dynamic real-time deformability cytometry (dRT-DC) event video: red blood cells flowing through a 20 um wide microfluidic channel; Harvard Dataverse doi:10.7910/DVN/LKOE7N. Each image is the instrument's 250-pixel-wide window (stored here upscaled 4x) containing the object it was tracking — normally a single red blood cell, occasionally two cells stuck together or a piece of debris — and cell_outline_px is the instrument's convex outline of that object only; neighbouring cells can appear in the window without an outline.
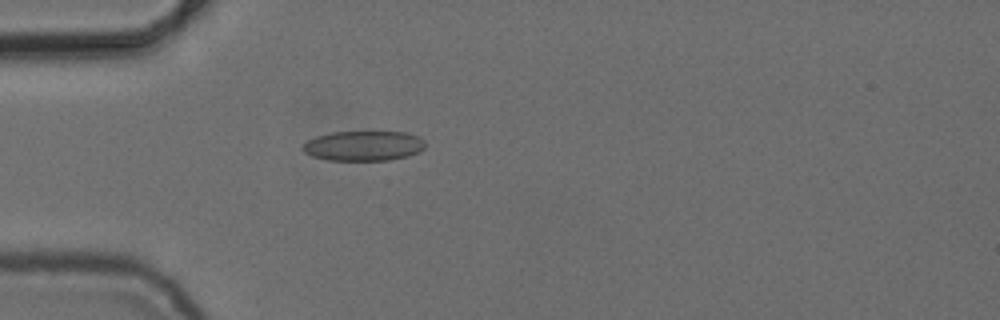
{"species": "common noctule bat (a hibernating species)", "species_latin": "Nyctalus noctula", "temperature_condition": "cold", "stored_images_in_passage": 4, "camera_frame_rate_fps": 3000, "um_per_image_px": 0.085, "animal": {"sex": "female", "body_mass_g": 24.6, "forearm_length_mm": 56.2}, "frame": {"image": 1, "passage_image": 4, "time_ms": 4.0, "image_size_px": [1000, 320], "cell_outline_px": [[424, 148], [420, 152], [408, 156], [388, 160], [328, 160], [312, 156], [304, 152], [300, 148], [308, 140], [316, 136], [332, 132], [404, 132], [420, 136], [424, 140]], "centroid_in_image_um": [30.91, 12.39], "position_along_channel_um": 54.1, "area_um2": 21.44}}